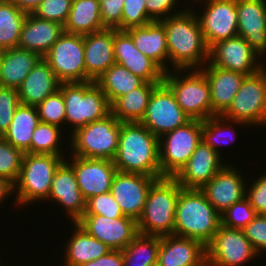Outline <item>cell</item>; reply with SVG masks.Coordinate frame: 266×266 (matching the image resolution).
<instances>
[{
	"label": "cell",
	"instance_id": "f1b7e54d",
	"mask_svg": "<svg viewBox=\"0 0 266 266\" xmlns=\"http://www.w3.org/2000/svg\"><path fill=\"white\" fill-rule=\"evenodd\" d=\"M60 83L48 62L41 58L17 89L20 104L37 106L59 90Z\"/></svg>",
	"mask_w": 266,
	"mask_h": 266
},
{
	"label": "cell",
	"instance_id": "cb8c5ba5",
	"mask_svg": "<svg viewBox=\"0 0 266 266\" xmlns=\"http://www.w3.org/2000/svg\"><path fill=\"white\" fill-rule=\"evenodd\" d=\"M157 263L159 266H207L206 246L196 239L161 236Z\"/></svg>",
	"mask_w": 266,
	"mask_h": 266
},
{
	"label": "cell",
	"instance_id": "11a10c76",
	"mask_svg": "<svg viewBox=\"0 0 266 266\" xmlns=\"http://www.w3.org/2000/svg\"><path fill=\"white\" fill-rule=\"evenodd\" d=\"M4 52H5V49L0 47V64L2 62V58H3Z\"/></svg>",
	"mask_w": 266,
	"mask_h": 266
},
{
	"label": "cell",
	"instance_id": "1f68e13d",
	"mask_svg": "<svg viewBox=\"0 0 266 266\" xmlns=\"http://www.w3.org/2000/svg\"><path fill=\"white\" fill-rule=\"evenodd\" d=\"M39 123L40 118L36 106L20 104L2 138L23 153H31L33 132Z\"/></svg>",
	"mask_w": 266,
	"mask_h": 266
},
{
	"label": "cell",
	"instance_id": "ba28073f",
	"mask_svg": "<svg viewBox=\"0 0 266 266\" xmlns=\"http://www.w3.org/2000/svg\"><path fill=\"white\" fill-rule=\"evenodd\" d=\"M121 122L111 113L107 117L76 129L69 136L73 156L113 160L119 142Z\"/></svg>",
	"mask_w": 266,
	"mask_h": 266
},
{
	"label": "cell",
	"instance_id": "5bb4252c",
	"mask_svg": "<svg viewBox=\"0 0 266 266\" xmlns=\"http://www.w3.org/2000/svg\"><path fill=\"white\" fill-rule=\"evenodd\" d=\"M202 1L205 2L203 13L195 12L209 49L238 35L236 0H201L199 4L203 5Z\"/></svg>",
	"mask_w": 266,
	"mask_h": 266
},
{
	"label": "cell",
	"instance_id": "ffe728a7",
	"mask_svg": "<svg viewBox=\"0 0 266 266\" xmlns=\"http://www.w3.org/2000/svg\"><path fill=\"white\" fill-rule=\"evenodd\" d=\"M201 141L187 163L173 177L184 189H200L225 165L226 161Z\"/></svg>",
	"mask_w": 266,
	"mask_h": 266
},
{
	"label": "cell",
	"instance_id": "e0dca14e",
	"mask_svg": "<svg viewBox=\"0 0 266 266\" xmlns=\"http://www.w3.org/2000/svg\"><path fill=\"white\" fill-rule=\"evenodd\" d=\"M69 156L65 161L73 168L78 187L85 200L110 192L113 178L117 173L112 160Z\"/></svg>",
	"mask_w": 266,
	"mask_h": 266
},
{
	"label": "cell",
	"instance_id": "bcb514c9",
	"mask_svg": "<svg viewBox=\"0 0 266 266\" xmlns=\"http://www.w3.org/2000/svg\"><path fill=\"white\" fill-rule=\"evenodd\" d=\"M19 105L17 89L0 87V137L8 130L14 112Z\"/></svg>",
	"mask_w": 266,
	"mask_h": 266
},
{
	"label": "cell",
	"instance_id": "9f6ffc18",
	"mask_svg": "<svg viewBox=\"0 0 266 266\" xmlns=\"http://www.w3.org/2000/svg\"><path fill=\"white\" fill-rule=\"evenodd\" d=\"M146 266H159L157 262H154L152 264L146 265Z\"/></svg>",
	"mask_w": 266,
	"mask_h": 266
},
{
	"label": "cell",
	"instance_id": "8992f818",
	"mask_svg": "<svg viewBox=\"0 0 266 266\" xmlns=\"http://www.w3.org/2000/svg\"><path fill=\"white\" fill-rule=\"evenodd\" d=\"M65 159L64 156L24 153L19 177L14 183V204L20 208L46 201L55 171Z\"/></svg>",
	"mask_w": 266,
	"mask_h": 266
},
{
	"label": "cell",
	"instance_id": "db71d44e",
	"mask_svg": "<svg viewBox=\"0 0 266 266\" xmlns=\"http://www.w3.org/2000/svg\"><path fill=\"white\" fill-rule=\"evenodd\" d=\"M14 192V183L10 181L8 178H5L3 176H0V204L6 200V198L9 197V195Z\"/></svg>",
	"mask_w": 266,
	"mask_h": 266
},
{
	"label": "cell",
	"instance_id": "d590c367",
	"mask_svg": "<svg viewBox=\"0 0 266 266\" xmlns=\"http://www.w3.org/2000/svg\"><path fill=\"white\" fill-rule=\"evenodd\" d=\"M160 236L138 234L123 250V266H146L157 262Z\"/></svg>",
	"mask_w": 266,
	"mask_h": 266
},
{
	"label": "cell",
	"instance_id": "7402d4cb",
	"mask_svg": "<svg viewBox=\"0 0 266 266\" xmlns=\"http://www.w3.org/2000/svg\"><path fill=\"white\" fill-rule=\"evenodd\" d=\"M47 201L66 210L71 223H76L85 213L86 200L77 184L73 168L64 160L56 169Z\"/></svg>",
	"mask_w": 266,
	"mask_h": 266
},
{
	"label": "cell",
	"instance_id": "83f0119b",
	"mask_svg": "<svg viewBox=\"0 0 266 266\" xmlns=\"http://www.w3.org/2000/svg\"><path fill=\"white\" fill-rule=\"evenodd\" d=\"M63 32L64 26L60 23L30 13L23 22L17 47L38 53L43 58Z\"/></svg>",
	"mask_w": 266,
	"mask_h": 266
},
{
	"label": "cell",
	"instance_id": "836d02e7",
	"mask_svg": "<svg viewBox=\"0 0 266 266\" xmlns=\"http://www.w3.org/2000/svg\"><path fill=\"white\" fill-rule=\"evenodd\" d=\"M161 83L145 82L142 86L117 98L111 104V113L120 122H141L153 90Z\"/></svg>",
	"mask_w": 266,
	"mask_h": 266
},
{
	"label": "cell",
	"instance_id": "60d3db41",
	"mask_svg": "<svg viewBox=\"0 0 266 266\" xmlns=\"http://www.w3.org/2000/svg\"><path fill=\"white\" fill-rule=\"evenodd\" d=\"M257 215V212L245 197L221 214V225L243 230Z\"/></svg>",
	"mask_w": 266,
	"mask_h": 266
},
{
	"label": "cell",
	"instance_id": "f5cc1de1",
	"mask_svg": "<svg viewBox=\"0 0 266 266\" xmlns=\"http://www.w3.org/2000/svg\"><path fill=\"white\" fill-rule=\"evenodd\" d=\"M19 10L27 14L33 13L34 10L44 0H10Z\"/></svg>",
	"mask_w": 266,
	"mask_h": 266
},
{
	"label": "cell",
	"instance_id": "484cf974",
	"mask_svg": "<svg viewBox=\"0 0 266 266\" xmlns=\"http://www.w3.org/2000/svg\"><path fill=\"white\" fill-rule=\"evenodd\" d=\"M200 70L210 85L212 116H221L230 106L247 75L221 69L209 61Z\"/></svg>",
	"mask_w": 266,
	"mask_h": 266
},
{
	"label": "cell",
	"instance_id": "816d5d0a",
	"mask_svg": "<svg viewBox=\"0 0 266 266\" xmlns=\"http://www.w3.org/2000/svg\"><path fill=\"white\" fill-rule=\"evenodd\" d=\"M78 266H123L122 250H111L105 256Z\"/></svg>",
	"mask_w": 266,
	"mask_h": 266
},
{
	"label": "cell",
	"instance_id": "3957f363",
	"mask_svg": "<svg viewBox=\"0 0 266 266\" xmlns=\"http://www.w3.org/2000/svg\"><path fill=\"white\" fill-rule=\"evenodd\" d=\"M221 225V215L200 189L179 192L175 211L174 235L201 241L205 246Z\"/></svg>",
	"mask_w": 266,
	"mask_h": 266
},
{
	"label": "cell",
	"instance_id": "5b68a950",
	"mask_svg": "<svg viewBox=\"0 0 266 266\" xmlns=\"http://www.w3.org/2000/svg\"><path fill=\"white\" fill-rule=\"evenodd\" d=\"M65 102L66 125L71 133L111 114V104L95 81L60 83Z\"/></svg>",
	"mask_w": 266,
	"mask_h": 266
},
{
	"label": "cell",
	"instance_id": "d6986e66",
	"mask_svg": "<svg viewBox=\"0 0 266 266\" xmlns=\"http://www.w3.org/2000/svg\"><path fill=\"white\" fill-rule=\"evenodd\" d=\"M243 178L240 170L227 163L200 191L221 215L246 197L247 181Z\"/></svg>",
	"mask_w": 266,
	"mask_h": 266
},
{
	"label": "cell",
	"instance_id": "44dd1931",
	"mask_svg": "<svg viewBox=\"0 0 266 266\" xmlns=\"http://www.w3.org/2000/svg\"><path fill=\"white\" fill-rule=\"evenodd\" d=\"M114 57L117 64L145 82L163 83L165 72L135 47L125 31L114 29Z\"/></svg>",
	"mask_w": 266,
	"mask_h": 266
},
{
	"label": "cell",
	"instance_id": "74e56055",
	"mask_svg": "<svg viewBox=\"0 0 266 266\" xmlns=\"http://www.w3.org/2000/svg\"><path fill=\"white\" fill-rule=\"evenodd\" d=\"M232 123H234V125L238 124L239 126L249 127V125H247L246 123L240 121L227 120L223 116H212L202 121V141H204L208 146H210L214 151H216L221 157L222 154H220L221 151L219 150L221 148V144H227L229 143V140L233 141L234 139L232 140V138L235 137L234 134L232 135V133H234L232 130L233 128H235L234 125L232 126ZM230 131L232 133H230ZM227 132L230 133H228L230 137H226V135H228Z\"/></svg>",
	"mask_w": 266,
	"mask_h": 266
},
{
	"label": "cell",
	"instance_id": "ac0fdd59",
	"mask_svg": "<svg viewBox=\"0 0 266 266\" xmlns=\"http://www.w3.org/2000/svg\"><path fill=\"white\" fill-rule=\"evenodd\" d=\"M157 179L143 174L117 171L112 181L110 193L121 207L124 216L138 221L143 212L148 191Z\"/></svg>",
	"mask_w": 266,
	"mask_h": 266
},
{
	"label": "cell",
	"instance_id": "7bdbcfd3",
	"mask_svg": "<svg viewBox=\"0 0 266 266\" xmlns=\"http://www.w3.org/2000/svg\"><path fill=\"white\" fill-rule=\"evenodd\" d=\"M146 0H124L122 9L121 31L145 26L154 21L146 11Z\"/></svg>",
	"mask_w": 266,
	"mask_h": 266
},
{
	"label": "cell",
	"instance_id": "ab89813d",
	"mask_svg": "<svg viewBox=\"0 0 266 266\" xmlns=\"http://www.w3.org/2000/svg\"><path fill=\"white\" fill-rule=\"evenodd\" d=\"M36 108L40 122L55 125L60 128H63V123L64 125L66 124L65 102L60 90L46 97Z\"/></svg>",
	"mask_w": 266,
	"mask_h": 266
},
{
	"label": "cell",
	"instance_id": "277c9868",
	"mask_svg": "<svg viewBox=\"0 0 266 266\" xmlns=\"http://www.w3.org/2000/svg\"><path fill=\"white\" fill-rule=\"evenodd\" d=\"M182 188L173 177L157 179L151 185L137 221L140 234L174 235L176 203Z\"/></svg>",
	"mask_w": 266,
	"mask_h": 266
},
{
	"label": "cell",
	"instance_id": "d6a6232c",
	"mask_svg": "<svg viewBox=\"0 0 266 266\" xmlns=\"http://www.w3.org/2000/svg\"><path fill=\"white\" fill-rule=\"evenodd\" d=\"M100 14V0H72L64 31L71 34L87 35L105 30Z\"/></svg>",
	"mask_w": 266,
	"mask_h": 266
},
{
	"label": "cell",
	"instance_id": "9a60e30c",
	"mask_svg": "<svg viewBox=\"0 0 266 266\" xmlns=\"http://www.w3.org/2000/svg\"><path fill=\"white\" fill-rule=\"evenodd\" d=\"M262 58L239 35L220 41L209 49V62L211 64L224 70L241 72L245 75L255 74L264 68L266 64L263 63Z\"/></svg>",
	"mask_w": 266,
	"mask_h": 266
},
{
	"label": "cell",
	"instance_id": "f35d334b",
	"mask_svg": "<svg viewBox=\"0 0 266 266\" xmlns=\"http://www.w3.org/2000/svg\"><path fill=\"white\" fill-rule=\"evenodd\" d=\"M61 129L58 126L40 122L33 132L31 153L65 156L64 149L61 150V134L64 132Z\"/></svg>",
	"mask_w": 266,
	"mask_h": 266
},
{
	"label": "cell",
	"instance_id": "8fae6325",
	"mask_svg": "<svg viewBox=\"0 0 266 266\" xmlns=\"http://www.w3.org/2000/svg\"><path fill=\"white\" fill-rule=\"evenodd\" d=\"M43 58L61 83L86 82L83 35L64 31Z\"/></svg>",
	"mask_w": 266,
	"mask_h": 266
},
{
	"label": "cell",
	"instance_id": "f907efd6",
	"mask_svg": "<svg viewBox=\"0 0 266 266\" xmlns=\"http://www.w3.org/2000/svg\"><path fill=\"white\" fill-rule=\"evenodd\" d=\"M178 2H180V0H146L145 6L147 14L153 20L160 21L169 16L179 14L185 10L183 8L182 10L176 11L177 4L179 5Z\"/></svg>",
	"mask_w": 266,
	"mask_h": 266
},
{
	"label": "cell",
	"instance_id": "9c48e42d",
	"mask_svg": "<svg viewBox=\"0 0 266 266\" xmlns=\"http://www.w3.org/2000/svg\"><path fill=\"white\" fill-rule=\"evenodd\" d=\"M202 141V121L191 119L185 125L159 138V167L164 177H174Z\"/></svg>",
	"mask_w": 266,
	"mask_h": 266
},
{
	"label": "cell",
	"instance_id": "6da1fadb",
	"mask_svg": "<svg viewBox=\"0 0 266 266\" xmlns=\"http://www.w3.org/2000/svg\"><path fill=\"white\" fill-rule=\"evenodd\" d=\"M183 12L160 20L166 32L169 62L173 70L201 69L209 61V48L196 12Z\"/></svg>",
	"mask_w": 266,
	"mask_h": 266
},
{
	"label": "cell",
	"instance_id": "c3c4849f",
	"mask_svg": "<svg viewBox=\"0 0 266 266\" xmlns=\"http://www.w3.org/2000/svg\"><path fill=\"white\" fill-rule=\"evenodd\" d=\"M123 3L124 0H100L101 20L105 28L121 31Z\"/></svg>",
	"mask_w": 266,
	"mask_h": 266
},
{
	"label": "cell",
	"instance_id": "4dcf8cb0",
	"mask_svg": "<svg viewBox=\"0 0 266 266\" xmlns=\"http://www.w3.org/2000/svg\"><path fill=\"white\" fill-rule=\"evenodd\" d=\"M74 232H71L66 244L63 266H78L99 257L107 255L112 249L98 239L88 234L77 223L73 224Z\"/></svg>",
	"mask_w": 266,
	"mask_h": 266
},
{
	"label": "cell",
	"instance_id": "4316f807",
	"mask_svg": "<svg viewBox=\"0 0 266 266\" xmlns=\"http://www.w3.org/2000/svg\"><path fill=\"white\" fill-rule=\"evenodd\" d=\"M125 32L141 53L153 60L164 72L171 70L168 68L170 65L166 32L161 21L154 20L145 26L133 27Z\"/></svg>",
	"mask_w": 266,
	"mask_h": 266
},
{
	"label": "cell",
	"instance_id": "d4e9b609",
	"mask_svg": "<svg viewBox=\"0 0 266 266\" xmlns=\"http://www.w3.org/2000/svg\"><path fill=\"white\" fill-rule=\"evenodd\" d=\"M86 82L96 81L115 64L114 29L83 35Z\"/></svg>",
	"mask_w": 266,
	"mask_h": 266
},
{
	"label": "cell",
	"instance_id": "f546056e",
	"mask_svg": "<svg viewBox=\"0 0 266 266\" xmlns=\"http://www.w3.org/2000/svg\"><path fill=\"white\" fill-rule=\"evenodd\" d=\"M41 58L27 49H6L0 64V87L18 89Z\"/></svg>",
	"mask_w": 266,
	"mask_h": 266
},
{
	"label": "cell",
	"instance_id": "52a82bcc",
	"mask_svg": "<svg viewBox=\"0 0 266 266\" xmlns=\"http://www.w3.org/2000/svg\"><path fill=\"white\" fill-rule=\"evenodd\" d=\"M163 83L172 91L181 109L191 119L203 121L212 117L210 85L200 69H171L165 72Z\"/></svg>",
	"mask_w": 266,
	"mask_h": 266
},
{
	"label": "cell",
	"instance_id": "7a4b0ae2",
	"mask_svg": "<svg viewBox=\"0 0 266 266\" xmlns=\"http://www.w3.org/2000/svg\"><path fill=\"white\" fill-rule=\"evenodd\" d=\"M118 172L163 178L159 138L140 122H121L118 149L112 160Z\"/></svg>",
	"mask_w": 266,
	"mask_h": 266
},
{
	"label": "cell",
	"instance_id": "2e32d148",
	"mask_svg": "<svg viewBox=\"0 0 266 266\" xmlns=\"http://www.w3.org/2000/svg\"><path fill=\"white\" fill-rule=\"evenodd\" d=\"M76 223L112 250H123L139 234L137 221L128 216L84 214Z\"/></svg>",
	"mask_w": 266,
	"mask_h": 266
},
{
	"label": "cell",
	"instance_id": "f6af8a7d",
	"mask_svg": "<svg viewBox=\"0 0 266 266\" xmlns=\"http://www.w3.org/2000/svg\"><path fill=\"white\" fill-rule=\"evenodd\" d=\"M84 214L103 215L112 219L124 216L121 207L110 192L87 199Z\"/></svg>",
	"mask_w": 266,
	"mask_h": 266
},
{
	"label": "cell",
	"instance_id": "b9f144b4",
	"mask_svg": "<svg viewBox=\"0 0 266 266\" xmlns=\"http://www.w3.org/2000/svg\"><path fill=\"white\" fill-rule=\"evenodd\" d=\"M24 153L0 137V176L15 183L21 170Z\"/></svg>",
	"mask_w": 266,
	"mask_h": 266
},
{
	"label": "cell",
	"instance_id": "681fc988",
	"mask_svg": "<svg viewBox=\"0 0 266 266\" xmlns=\"http://www.w3.org/2000/svg\"><path fill=\"white\" fill-rule=\"evenodd\" d=\"M253 180L250 187L247 185L246 198L257 214L266 215V172L259 176V178Z\"/></svg>",
	"mask_w": 266,
	"mask_h": 266
},
{
	"label": "cell",
	"instance_id": "7dc6e473",
	"mask_svg": "<svg viewBox=\"0 0 266 266\" xmlns=\"http://www.w3.org/2000/svg\"><path fill=\"white\" fill-rule=\"evenodd\" d=\"M246 238L260 255L266 251V215L258 214L244 229Z\"/></svg>",
	"mask_w": 266,
	"mask_h": 266
},
{
	"label": "cell",
	"instance_id": "603a6c76",
	"mask_svg": "<svg viewBox=\"0 0 266 266\" xmlns=\"http://www.w3.org/2000/svg\"><path fill=\"white\" fill-rule=\"evenodd\" d=\"M238 35L266 56V0H236Z\"/></svg>",
	"mask_w": 266,
	"mask_h": 266
},
{
	"label": "cell",
	"instance_id": "30bf717a",
	"mask_svg": "<svg viewBox=\"0 0 266 266\" xmlns=\"http://www.w3.org/2000/svg\"><path fill=\"white\" fill-rule=\"evenodd\" d=\"M221 116L249 126L266 125V66L245 77L229 108Z\"/></svg>",
	"mask_w": 266,
	"mask_h": 266
},
{
	"label": "cell",
	"instance_id": "4fadbf2b",
	"mask_svg": "<svg viewBox=\"0 0 266 266\" xmlns=\"http://www.w3.org/2000/svg\"><path fill=\"white\" fill-rule=\"evenodd\" d=\"M190 120L191 118L177 103L172 91L161 83L153 90L146 113L140 123L160 138Z\"/></svg>",
	"mask_w": 266,
	"mask_h": 266
},
{
	"label": "cell",
	"instance_id": "ee69618b",
	"mask_svg": "<svg viewBox=\"0 0 266 266\" xmlns=\"http://www.w3.org/2000/svg\"><path fill=\"white\" fill-rule=\"evenodd\" d=\"M71 6L72 0H44L32 14L40 19L54 21L64 26Z\"/></svg>",
	"mask_w": 266,
	"mask_h": 266
},
{
	"label": "cell",
	"instance_id": "e575fe53",
	"mask_svg": "<svg viewBox=\"0 0 266 266\" xmlns=\"http://www.w3.org/2000/svg\"><path fill=\"white\" fill-rule=\"evenodd\" d=\"M95 82L100 86L110 104L145 83L142 78L135 76L128 69L117 63L109 67Z\"/></svg>",
	"mask_w": 266,
	"mask_h": 266
},
{
	"label": "cell",
	"instance_id": "7c38bea8",
	"mask_svg": "<svg viewBox=\"0 0 266 266\" xmlns=\"http://www.w3.org/2000/svg\"><path fill=\"white\" fill-rule=\"evenodd\" d=\"M259 255L241 229L220 225L206 245L207 266H242Z\"/></svg>",
	"mask_w": 266,
	"mask_h": 266
},
{
	"label": "cell",
	"instance_id": "8d00e7d4",
	"mask_svg": "<svg viewBox=\"0 0 266 266\" xmlns=\"http://www.w3.org/2000/svg\"><path fill=\"white\" fill-rule=\"evenodd\" d=\"M26 16L10 0H0V47L6 50L18 46Z\"/></svg>",
	"mask_w": 266,
	"mask_h": 266
}]
</instances>
